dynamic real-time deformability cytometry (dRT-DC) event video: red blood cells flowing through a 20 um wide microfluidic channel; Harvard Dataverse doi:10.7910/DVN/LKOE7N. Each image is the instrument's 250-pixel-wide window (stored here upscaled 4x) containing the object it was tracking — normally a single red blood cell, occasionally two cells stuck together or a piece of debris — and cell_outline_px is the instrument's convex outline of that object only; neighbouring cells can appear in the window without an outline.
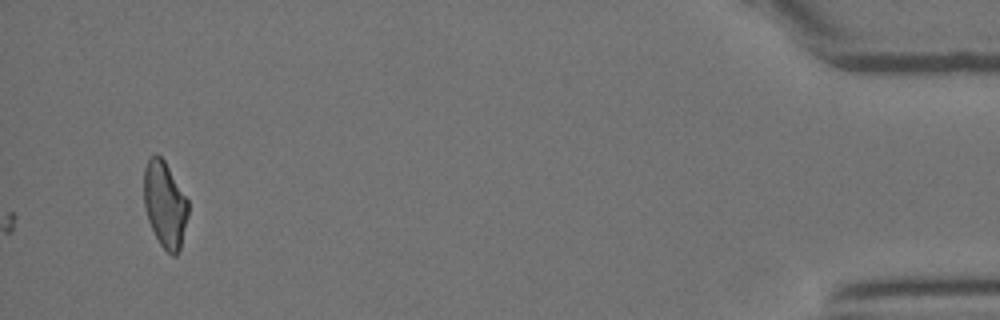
{"species": "Egyptian fruit bat (a non-hibernating species)", "species_latin": "Rousettus aegyptiacus", "temperature_condition": "room temperature", "stored_images_in_passage": 29, "camera_frame_rate_fps": 3000, "um_per_image_px": 0.085, "animal": {"sex": "female"}, "frame": {"image": 1, "passage_image": 29, "time_ms": 9.333, "image_size_px": [1000, 320], "cell_outline_px": [[188, 216], [180, 248], [176, 256], [172, 256], [160, 244], [148, 220], [144, 204], [144, 168], [148, 160], [156, 152], [164, 160], [188, 200]], "centroid_in_image_um": [14.01, 17.37], "position_along_channel_um": 421.2, "area_um2": 22.02}}